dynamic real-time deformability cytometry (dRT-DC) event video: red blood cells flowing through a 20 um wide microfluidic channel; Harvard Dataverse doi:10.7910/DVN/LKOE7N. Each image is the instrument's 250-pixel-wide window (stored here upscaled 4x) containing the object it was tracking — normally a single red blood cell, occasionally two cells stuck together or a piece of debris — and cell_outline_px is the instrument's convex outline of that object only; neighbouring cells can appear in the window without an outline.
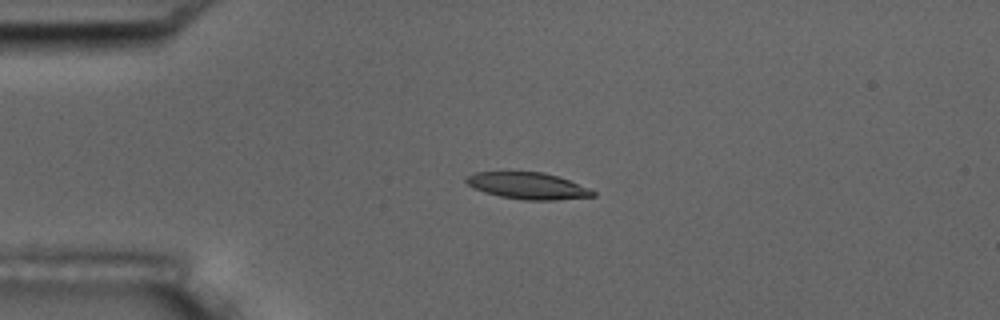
{"species": "common noctule bat (a hibernating species)", "species_latin": "Nyctalus noctula", "temperature_condition": "room temperature", "stored_images_in_passage": 5, "camera_frame_rate_fps": 3000, "um_per_image_px": 0.085, "animal": {"sex": "male", "body_mass_g": 17.5, "forearm_length_mm": 52.3}, "frame": {"image": 1, "passage_image": 3, "time_ms": 3.0, "image_size_px": [1000, 320], "cell_outline_px": [[596, 196], [556, 200], [524, 200], [500, 196], [484, 192], [468, 184], [464, 180], [472, 172], [544, 172], [568, 180], [588, 188], [596, 192]], "centroid_in_image_um": [44.87, 15.79], "position_along_channel_um": 40.1, "area_um2": 19.48}}